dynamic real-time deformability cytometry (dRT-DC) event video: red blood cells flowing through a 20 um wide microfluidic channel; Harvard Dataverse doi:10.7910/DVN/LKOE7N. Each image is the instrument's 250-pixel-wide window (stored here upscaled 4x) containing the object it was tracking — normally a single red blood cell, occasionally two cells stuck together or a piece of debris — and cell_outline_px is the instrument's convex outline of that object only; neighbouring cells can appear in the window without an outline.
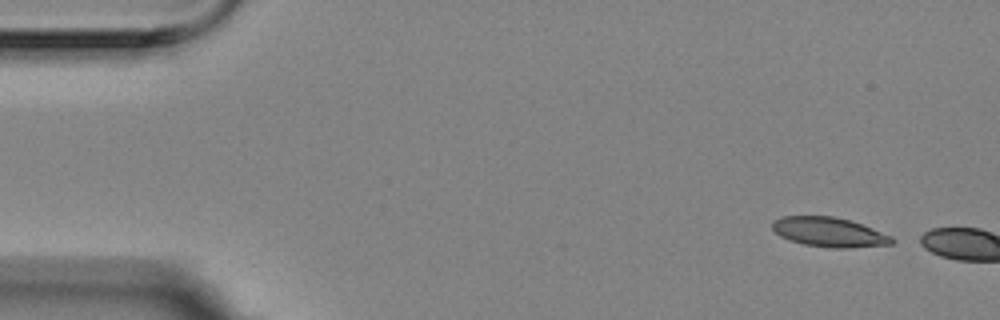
{"species": "Egyptian fruit bat (a non-hibernating species)", "species_latin": "Rousettus aegyptiacus", "temperature_condition": "room temperature", "stored_images_in_passage": 2, "camera_frame_rate_fps": 3000, "um_per_image_px": 0.085, "animal": {"sex": "female"}, "frame": {"image": 1, "passage_image": 1, "time_ms": 0.0, "image_size_px": [1000, 320], "cell_outline_px": [[896, 240], [892, 244], [848, 248], [828, 248], [804, 244], [788, 240], [780, 236], [772, 228], [772, 220], [780, 216], [832, 216], [852, 220], [892, 236]], "centroid_in_image_um": [70.47, 19.73], "position_along_channel_um": 14.5, "area_um2": 20.81}}